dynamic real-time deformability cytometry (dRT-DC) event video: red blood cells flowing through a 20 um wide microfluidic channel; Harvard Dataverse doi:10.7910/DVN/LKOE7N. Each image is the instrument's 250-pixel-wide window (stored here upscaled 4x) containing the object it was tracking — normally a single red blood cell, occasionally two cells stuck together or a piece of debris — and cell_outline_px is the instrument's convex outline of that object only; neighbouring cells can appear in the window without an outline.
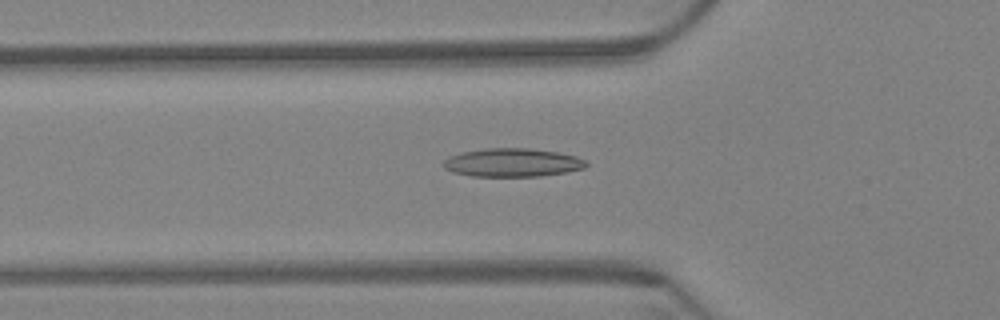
{"species": "Egyptian fruit bat (a non-hibernating species)", "species_latin": "Rousettus aegyptiacus", "temperature_condition": "warm", "stored_images_in_passage": 62, "camera_frame_rate_fps": 3000, "um_per_image_px": 0.085, "animal": {"sex": "female"}, "frame": {"image": 1, "passage_image": 22, "time_ms": 7.0, "image_size_px": [1000, 320], "cell_outline_px": [[588, 164], [584, 168], [564, 172], [540, 176], [472, 176], [452, 172], [444, 168], [444, 160], [448, 156], [464, 152], [484, 148], [528, 148], [560, 152], [576, 156], [584, 160]], "centroid_in_image_um": [43.55, 13.81], "position_along_channel_um": 82.3, "area_um2": 23.58}}
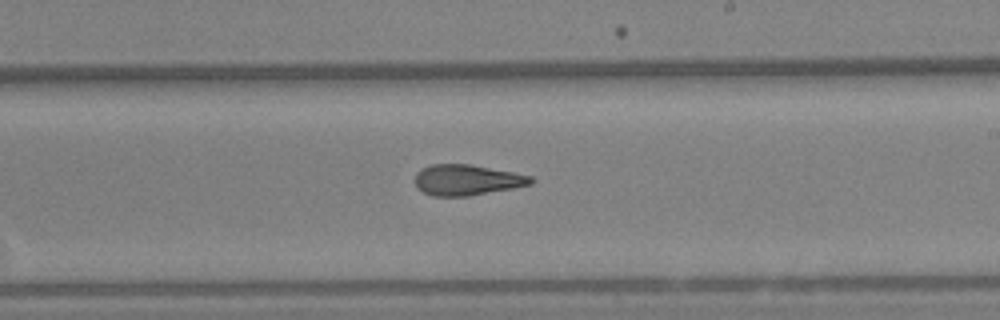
{"frame": {"image": 2, "passage_image": 37, "time_ms": 12.0, "image_size_px": [1000, 320], "cell_outline_px": [[532, 184], [512, 188], [468, 196], [432, 196], [424, 192], [416, 184], [416, 172], [420, 168], [432, 164], [472, 164], [532, 176]], "centroid_in_image_um": [39.67, 15.28], "position_along_channel_um": 249.3, "area_um2": 20.58}}
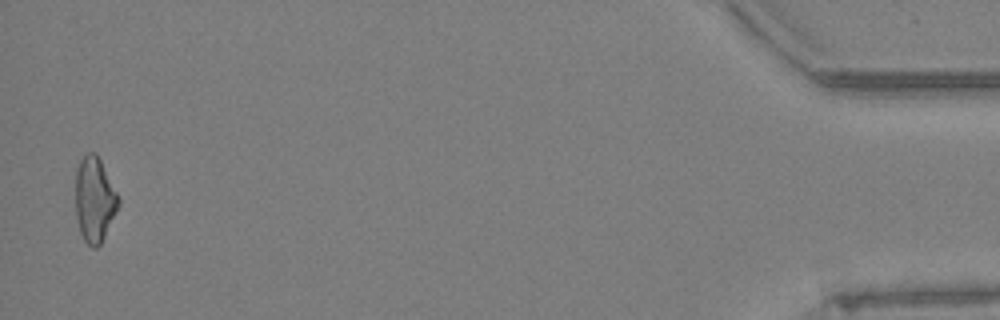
{"frame": {"image": 3, "passage_image": 61, "time_ms": 20.0, "image_size_px": [1000, 320], "cell_outline_px": [[120, 204], [100, 244], [96, 248], [92, 248], [84, 240], [80, 232], [76, 216], [76, 168], [80, 160], [88, 152], [96, 152], [120, 196]], "centroid_in_image_um": [8.04, 16.94], "position_along_channel_um": 427.2, "area_um2": 21.33}, "authors_computed_cell_mechanics": {"area_um2": 21.4727, "velocity_mm_per_s": 3.3515, "shape_relaxation_time_tau1_ms": null, "shape_relaxation_time_tau2_ms": 4.2323, "deformation_change_tau1": null, "deformation_change_tau2": 0.1376}}